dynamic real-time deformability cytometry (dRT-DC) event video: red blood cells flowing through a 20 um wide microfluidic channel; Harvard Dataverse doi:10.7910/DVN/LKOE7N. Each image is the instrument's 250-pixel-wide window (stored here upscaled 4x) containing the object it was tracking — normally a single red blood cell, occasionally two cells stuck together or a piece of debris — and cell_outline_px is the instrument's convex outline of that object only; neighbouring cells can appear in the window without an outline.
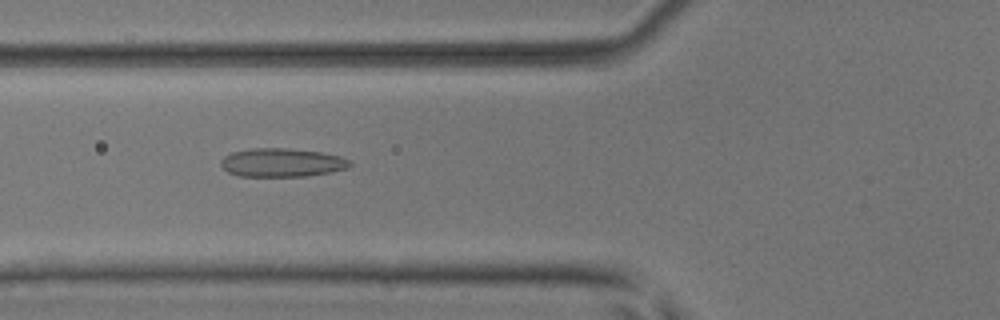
{"species": "common noctule bat (a hibernating species)", "species_latin": "Nyctalus noctula", "temperature_condition": "room temperature", "stored_images_in_passage": 25, "camera_frame_rate_fps": 3000, "um_per_image_px": 0.085, "animal": {"sex": "male", "body_mass_g": 17.9, "forearm_length_mm": 54.2}, "frame": {"image": 1, "passage_image": 5, "time_ms": 1.333, "image_size_px": [1000, 320], "cell_outline_px": [[352, 164], [348, 168], [332, 172], [304, 176], [240, 176], [228, 172], [220, 164], [220, 160], [224, 156], [232, 152], [252, 148], [288, 148], [320, 152], [340, 156], [348, 160]], "centroid_in_image_um": [23.95, 13.82], "position_along_channel_um": 101.8, "area_um2": 21.44}}
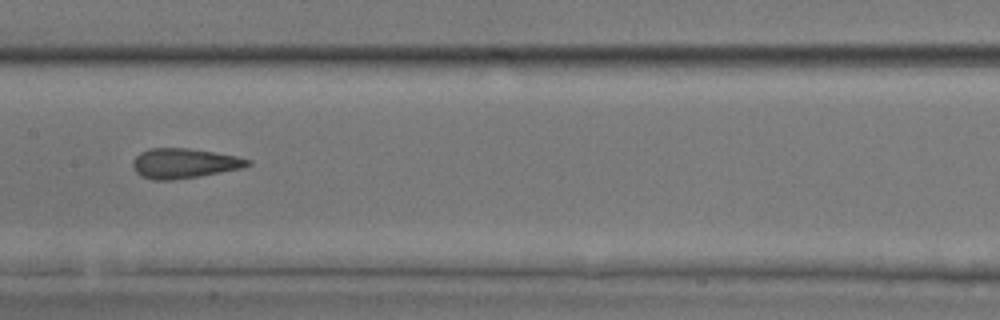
{"frame": {"image": 2, "passage_image": 12, "time_ms": 3.667, "image_size_px": [1000, 320], "cell_outline_px": [[252, 164], [240, 168], [196, 176], [172, 180], [152, 180], [140, 176], [132, 168], [132, 160], [140, 152], [148, 148], [188, 148], [236, 156], [252, 160]], "centroid_in_image_um": [15.58, 13.87], "position_along_channel_um": 191.8, "area_um2": 19.88}}
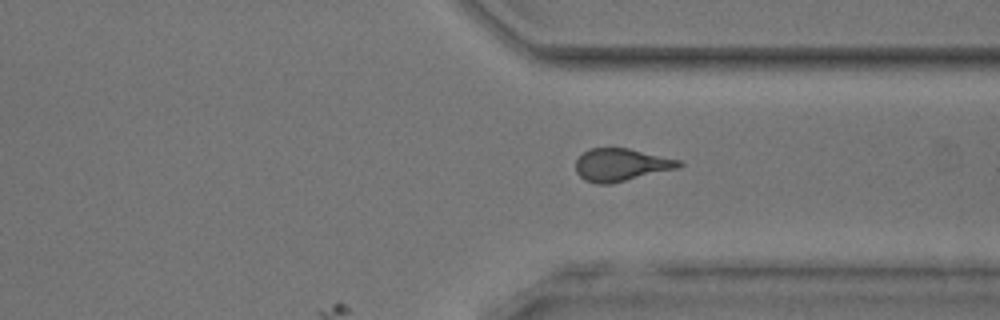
{"frame": {"image": 3, "passage_image": 25, "time_ms": 8.0, "image_size_px": [1000, 320], "cell_outline_px": [[684, 164], [680, 168], [612, 184], [596, 184], [584, 180], [576, 172], [576, 160], [584, 152], [592, 148], [628, 148], [680, 160]], "centroid_in_image_um": [52.82, 14.03], "position_along_channel_um": 358.6, "area_um2": 19.77}}